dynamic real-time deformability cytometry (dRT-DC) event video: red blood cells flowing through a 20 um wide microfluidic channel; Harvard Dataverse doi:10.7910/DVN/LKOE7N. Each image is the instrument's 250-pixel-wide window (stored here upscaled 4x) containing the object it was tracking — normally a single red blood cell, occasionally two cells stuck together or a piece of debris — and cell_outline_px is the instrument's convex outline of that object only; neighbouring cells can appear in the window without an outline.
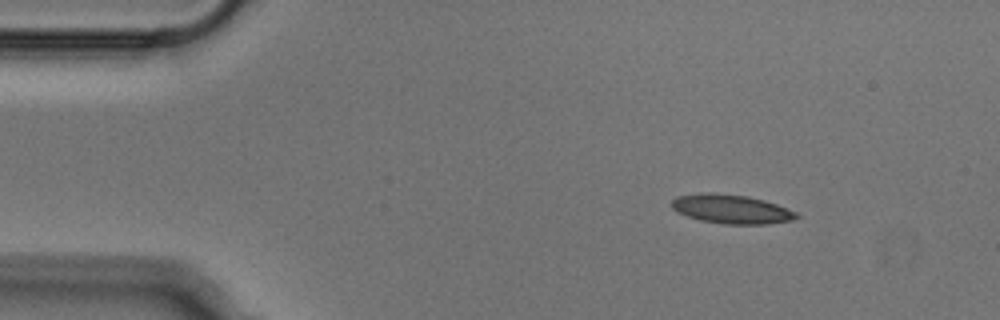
{"species": "Egyptian fruit bat (a non-hibernating species)", "species_latin": "Rousettus aegyptiacus", "temperature_condition": "cold", "stored_images_in_passage": 46, "camera_frame_rate_fps": 3000, "um_per_image_px": 0.085, "animal": {"sex": "male"}, "frame": {"image": 1, "passage_image": 1, "time_ms": 0.0, "image_size_px": [1000, 320], "cell_outline_px": [[800, 216], [792, 220], [768, 224], [724, 224], [700, 220], [676, 212], [672, 208], [672, 200], [676, 196], [700, 192], [712, 192], [748, 196], [764, 200], [776, 204], [796, 212]], "centroid_in_image_um": [62.14, 17.76], "position_along_channel_um": 22.9, "area_um2": 21.21}}
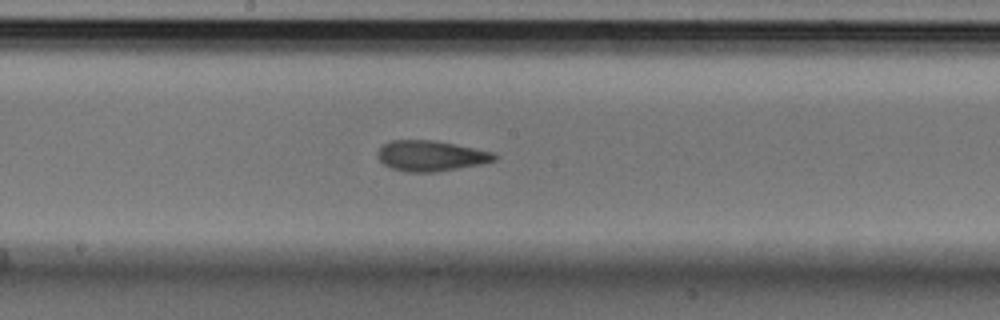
{"frame": {"image": 2, "passage_image": 21, "time_ms": 6.667, "image_size_px": [1000, 320], "cell_outline_px": [[500, 156], [496, 160], [484, 164], [436, 172], [408, 172], [392, 168], [384, 164], [376, 156], [376, 152], [384, 144], [392, 140], [436, 140], [496, 152]], "centroid_in_image_um": [36.69, 13.24], "position_along_channel_um": 211.5, "area_um2": 21.15}}
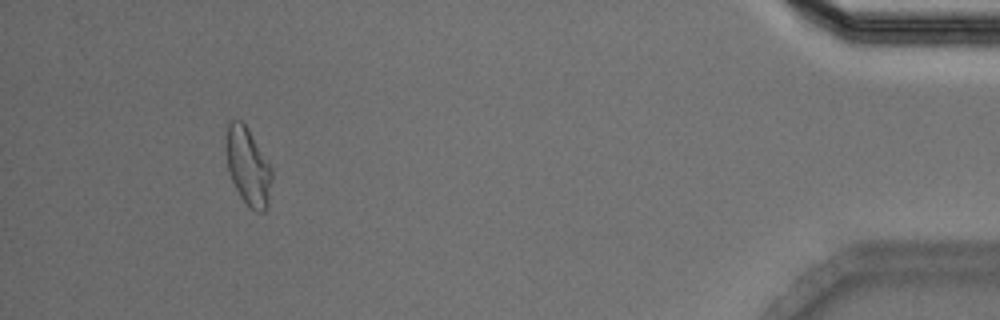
{"frame": {"image": 3, "passage_image": 42, "time_ms": 13.667, "image_size_px": [1000, 320], "cell_outline_px": [[272, 180], [268, 208], [264, 212], [256, 212], [240, 196], [228, 172], [224, 148], [224, 144], [228, 124], [232, 120], [240, 120], [248, 128], [272, 168]], "centroid_in_image_um": [21.07, 14.14], "position_along_channel_um": 414.1, "area_um2": 20.92}}